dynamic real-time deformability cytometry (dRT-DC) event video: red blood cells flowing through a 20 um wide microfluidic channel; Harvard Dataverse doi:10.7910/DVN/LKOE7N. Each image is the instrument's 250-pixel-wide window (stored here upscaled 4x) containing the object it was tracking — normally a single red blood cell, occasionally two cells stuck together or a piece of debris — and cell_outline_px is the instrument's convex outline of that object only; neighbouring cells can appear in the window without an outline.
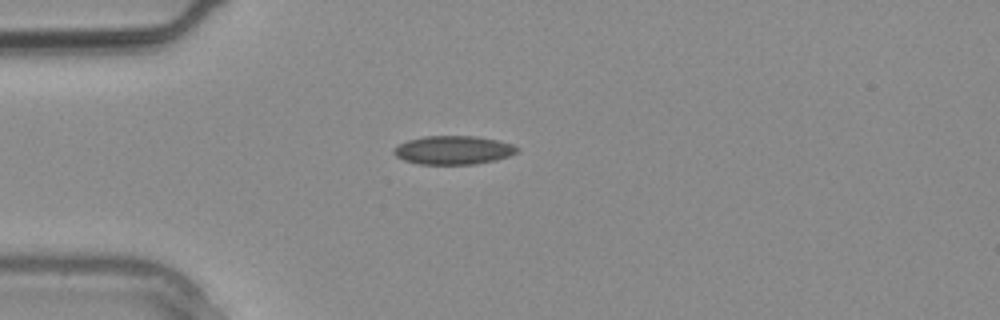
{"species": "common noctule bat (a hibernating species)", "species_latin": "Nyctalus noctula", "temperature_condition": "warm", "stored_images_in_passage": 3, "camera_frame_rate_fps": 3000, "um_per_image_px": 0.085, "animal": {"sex": "male", "body_mass_g": 20.4}, "frame": {"image": 1, "passage_image": 3, "time_ms": 0.667, "image_size_px": [1000, 320], "cell_outline_px": [[520, 152], [496, 160], [476, 164], [420, 164], [404, 160], [396, 156], [392, 152], [392, 148], [408, 140], [424, 136], [476, 136], [496, 140], [512, 144], [520, 148]], "centroid_in_image_um": [38.55, 12.76], "position_along_channel_um": 46.5, "area_um2": 20.63}}